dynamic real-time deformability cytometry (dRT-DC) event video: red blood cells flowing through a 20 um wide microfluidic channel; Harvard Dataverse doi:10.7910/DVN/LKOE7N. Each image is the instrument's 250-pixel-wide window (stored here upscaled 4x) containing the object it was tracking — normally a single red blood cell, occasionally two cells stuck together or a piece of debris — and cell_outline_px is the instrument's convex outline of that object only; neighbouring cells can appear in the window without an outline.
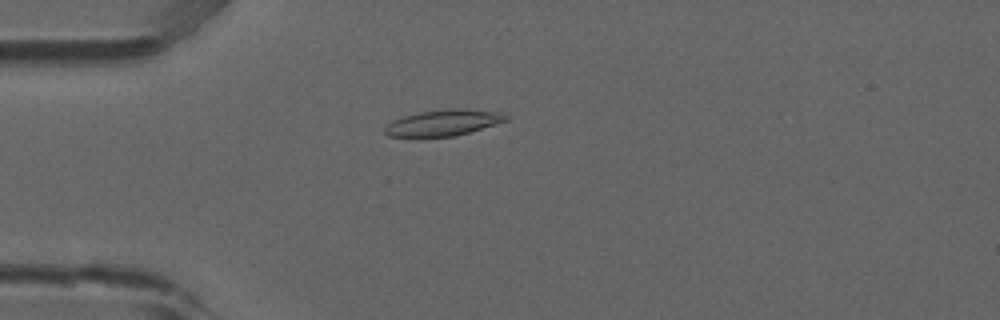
{"species": "common noctule bat (a hibernating species)", "species_latin": "Nyctalus noctula", "temperature_condition": "room temperature", "stored_images_in_passage": 32, "camera_frame_rate_fps": 3000, "um_per_image_px": 0.085, "animal": {"sex": "male", "forearm_length_mm": 52.5}, "frame": {"image": 1, "passage_image": 10, "time_ms": 3.0, "image_size_px": [1000, 320], "cell_outline_px": [[508, 120], [468, 132], [452, 136], [420, 140], [416, 140], [388, 136], [384, 132], [384, 128], [392, 120], [404, 116], [420, 112], [448, 108], [460, 108], [500, 112], [508, 116]], "centroid_in_image_um": [37.57, 10.48], "position_along_channel_um": 47.4, "area_um2": 19.07}}
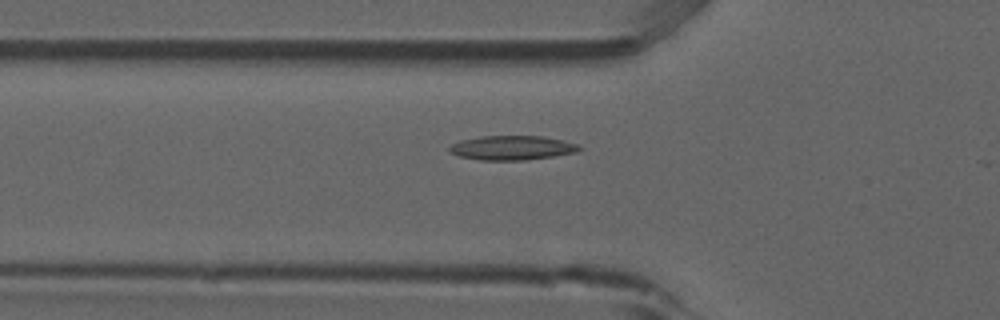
{"frame": {"image": 2, "passage_image": 14, "time_ms": 4.333, "image_size_px": [1000, 320], "cell_outline_px": [[584, 148], [576, 152], [552, 156], [524, 160], [480, 160], [460, 156], [452, 152], [448, 148], [452, 144], [460, 140], [480, 136], [540, 136], [560, 140], [576, 144]], "centroid_in_image_um": [43.51, 12.56], "position_along_channel_um": 82.3, "area_um2": 18.15}}
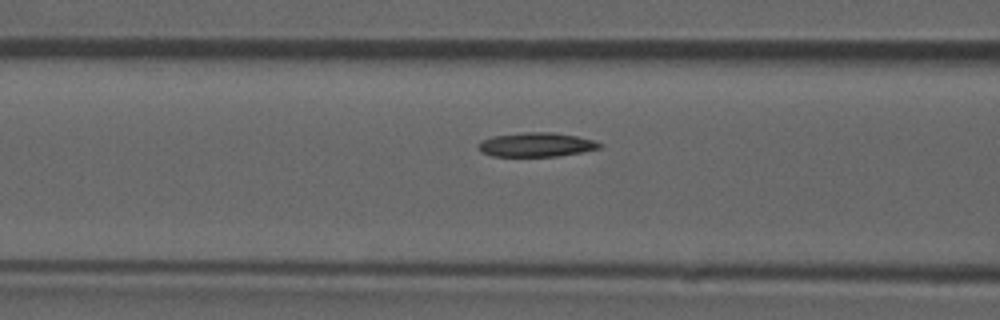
{"frame": {"image": 3, "passage_image": 17, "time_ms": 5.333, "image_size_px": [1000, 320], "cell_outline_px": [[604, 144], [600, 148], [584, 152], [556, 156], [492, 156], [480, 152], [476, 148], [476, 144], [492, 136], [524, 132], [552, 132], [576, 136], [592, 140]], "centroid_in_image_um": [45.56, 12.3], "position_along_channel_um": 121.0, "area_um2": 17.17}}